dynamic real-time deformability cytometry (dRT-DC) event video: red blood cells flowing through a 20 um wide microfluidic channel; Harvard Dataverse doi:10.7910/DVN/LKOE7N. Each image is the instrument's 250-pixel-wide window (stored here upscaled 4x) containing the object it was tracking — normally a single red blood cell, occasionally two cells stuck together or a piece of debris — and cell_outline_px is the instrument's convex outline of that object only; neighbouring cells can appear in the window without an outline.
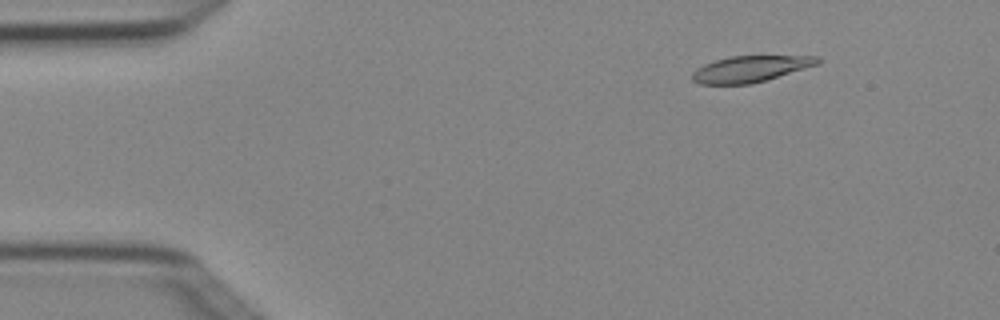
{"species": "Egyptian fruit bat (a non-hibernating species)", "species_latin": "Rousettus aegyptiacus", "temperature_condition": "cold", "stored_images_in_passage": 6, "camera_frame_rate_fps": 3000, "um_per_image_px": 0.085, "animal": {"sex": "female"}, "frame": {"image": 1, "passage_image": 2, "time_ms": 0.333, "image_size_px": [1000, 320], "cell_outline_px": [[820, 64], [752, 84], [700, 84], [692, 80], [692, 72], [696, 68], [704, 64], [716, 60], [732, 56], [820, 56]], "centroid_in_image_um": [63.79, 5.86], "position_along_channel_um": 21.2, "area_um2": 19.13}}
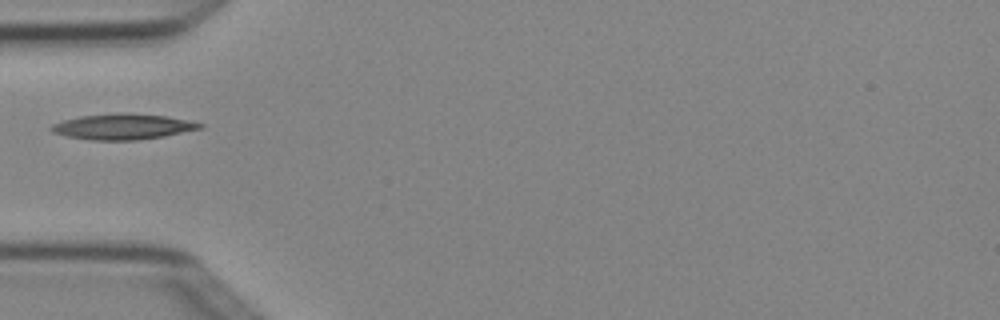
{"frame": {"image": 2, "passage_image": 5, "time_ms": 1.333, "image_size_px": [1000, 320], "cell_outline_px": [[204, 128], [164, 136], [136, 140], [92, 140], [68, 136], [52, 132], [48, 128], [52, 124], [64, 120], [80, 116], [168, 116], [204, 124]], "centroid_in_image_um": [10.44, 10.82], "position_along_channel_um": 74.6, "area_um2": 20.92}}
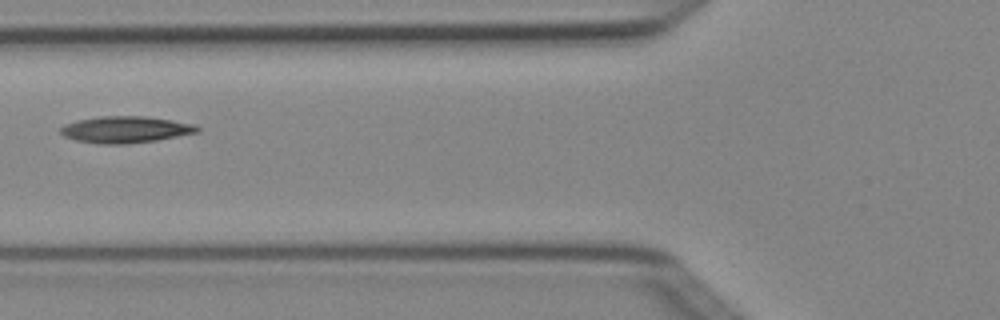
{"frame": {"image": 3, "passage_image": 6, "time_ms": 1.667, "image_size_px": [1000, 320], "cell_outline_px": [[200, 132], [156, 140], [128, 144], [100, 144], [76, 140], [64, 136], [60, 132], [60, 128], [64, 124], [76, 120], [100, 116], [144, 116], [172, 120], [196, 124], [200, 128]], "centroid_in_image_um": [10.67, 11.01], "position_along_channel_um": 115.1, "area_um2": 21.33}}